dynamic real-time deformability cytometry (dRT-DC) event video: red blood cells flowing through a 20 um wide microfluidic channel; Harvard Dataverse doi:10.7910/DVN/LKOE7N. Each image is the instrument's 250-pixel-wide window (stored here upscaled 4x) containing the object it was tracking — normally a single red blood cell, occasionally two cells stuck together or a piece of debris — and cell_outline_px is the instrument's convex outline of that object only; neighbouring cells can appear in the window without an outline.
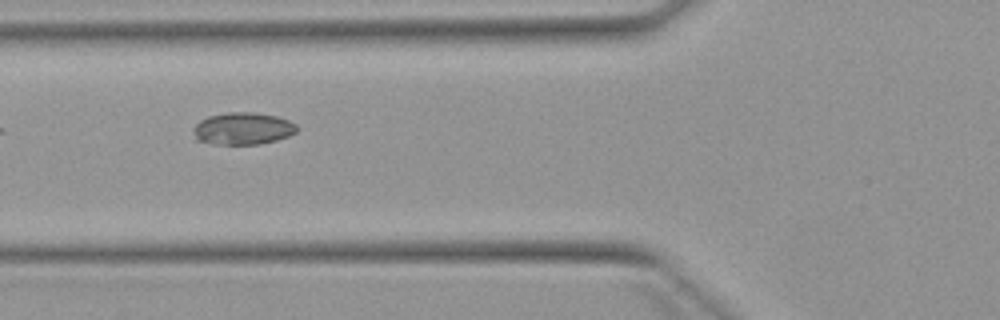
{"species": "Egyptian fruit bat (a non-hibernating species)", "species_latin": "Rousettus aegyptiacus", "temperature_condition": "warm", "stored_images_in_passage": 7, "camera_frame_rate_fps": 3000, "um_per_image_px": 0.085, "animal": {"sex": "female"}, "frame": {"image": 1, "passage_image": 6, "time_ms": 6.0, "image_size_px": [1000, 320], "cell_outline_px": [[300, 128], [296, 132], [288, 136], [276, 140], [260, 144], [216, 144], [196, 140], [192, 132], [192, 128], [200, 120], [208, 116], [228, 112], [252, 112], [276, 116], [288, 120], [296, 124]], "centroid_in_image_um": [20.63, 10.92], "position_along_channel_um": 105.2, "area_um2": 19.54}}
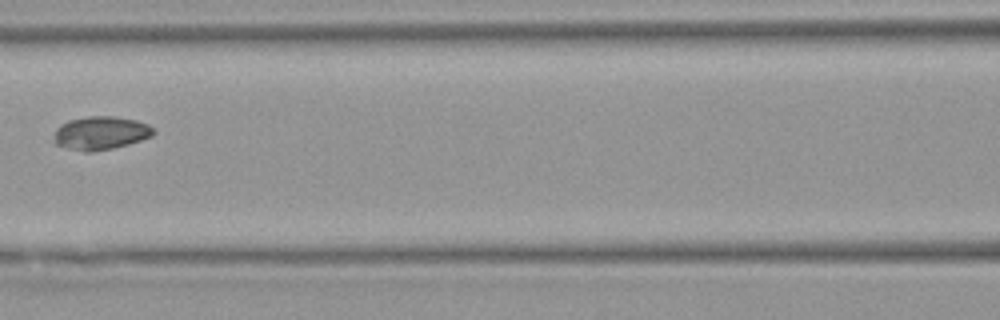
{"frame": {"image": 2, "passage_image": 7, "time_ms": 7.333, "image_size_px": [1000, 320], "cell_outline_px": [[156, 132], [152, 136], [128, 144], [112, 148], [92, 152], [84, 152], [68, 148], [56, 144], [56, 128], [60, 124], [68, 120], [88, 116], [112, 116], [136, 120], [148, 124]], "centroid_in_image_um": [8.57, 11.3], "position_along_channel_um": 158.0, "area_um2": 19.19}}